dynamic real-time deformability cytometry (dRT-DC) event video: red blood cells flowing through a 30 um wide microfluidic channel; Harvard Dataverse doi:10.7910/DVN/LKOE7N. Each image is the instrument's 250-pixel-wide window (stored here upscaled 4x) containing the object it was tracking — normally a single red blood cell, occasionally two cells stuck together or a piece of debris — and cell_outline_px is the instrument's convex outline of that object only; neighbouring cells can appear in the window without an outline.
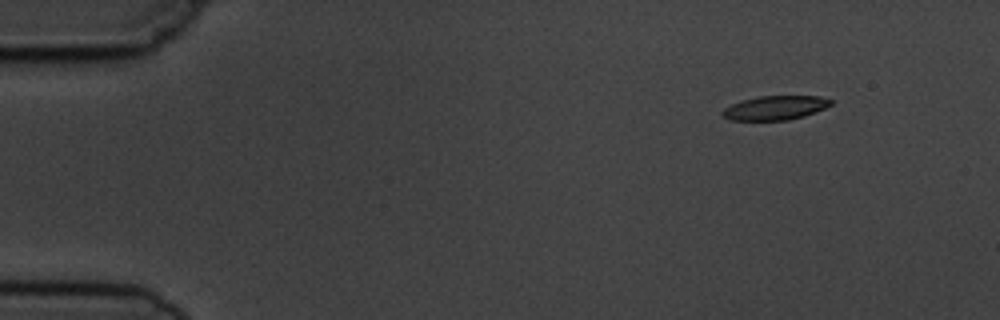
{"species": "common noctule bat (a hibernating species)", "species_latin": "Nyctalus noctula", "temperature_condition": "cold", "stored_images_in_passage": 6, "segment_of_instrument_passage": [2, 2], "camera_frame_rate_fps": 3000, "um_per_image_px": 0.085, "animal": {"sex": "male", "body_mass_g": 19.5, "forearm_length_mm": 54.6}, "frame": {"image": 1, "passage_image": 6, "time_ms": 6.667, "image_size_px": [1000, 320], "cell_outline_px": [[832, 104], [824, 108], [804, 116], [788, 120], [728, 120], [720, 112], [724, 108], [740, 100], [760, 96], [820, 96], [832, 100]], "centroid_in_image_um": [65.86, 9.16], "position_along_channel_um": 19.1, "area_um2": 15.2}}